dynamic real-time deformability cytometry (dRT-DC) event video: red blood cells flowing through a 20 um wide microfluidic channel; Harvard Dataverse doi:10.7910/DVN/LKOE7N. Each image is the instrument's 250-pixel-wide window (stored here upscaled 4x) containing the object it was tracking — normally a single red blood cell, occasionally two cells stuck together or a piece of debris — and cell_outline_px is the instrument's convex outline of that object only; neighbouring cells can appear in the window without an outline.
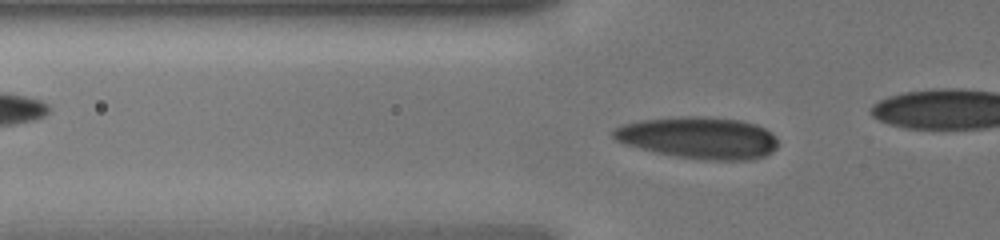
{"species": "human", "species_latin": "Homo sapiens", "temperature_condition": "cold", "stored_images_in_passage": 35, "camera_frame_rate_fps": 3000, "um_per_image_px": 0.085, "donor": {"sex": "male"}, "frame": {"image": 1, "passage_image": 15, "time_ms": 4.667, "image_size_px": [1000, 240], "cell_outline_px": [[780, 144], [772, 152], [764, 156], [752, 160], [708, 160], [676, 156], [656, 152], [624, 144], [616, 140], [612, 136], [612, 132], [616, 128], [624, 124], [644, 120], [688, 116], [704, 116], [740, 120], [756, 124], [772, 132], [776, 136]], "centroid_in_image_um": [59.46, 11.72], "position_along_channel_um": 66.3, "area_um2": 40.11}}
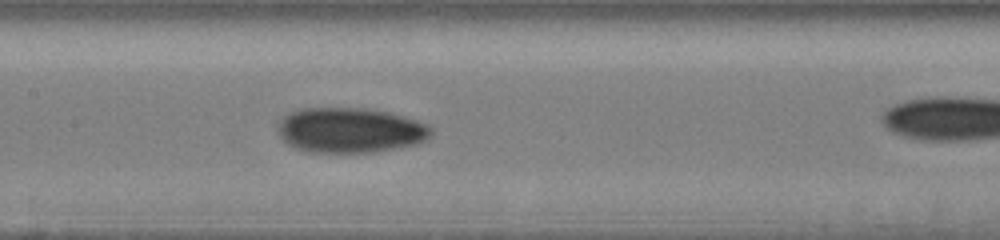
{"frame": {"image": 2, "passage_image": 22, "time_ms": 7.0, "image_size_px": [1000, 240], "cell_outline_px": [[432, 136], [428, 140], [412, 144], [376, 152], [304, 152], [292, 148], [280, 136], [280, 124], [284, 116], [300, 108], [364, 108], [388, 112], [404, 116], [428, 124], [432, 128]], "centroid_in_image_um": [29.79, 11.07], "position_along_channel_um": 177.6, "area_um2": 40.23}}
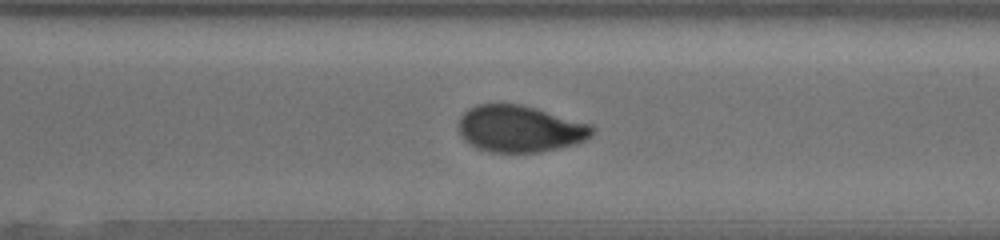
{"frame": {"image": 3, "passage_image": 31, "time_ms": 10.0, "image_size_px": [1000, 240], "cell_outline_px": [[596, 132], [592, 136], [576, 144], [540, 152], [488, 152], [476, 148], [464, 140], [460, 136], [460, 116], [468, 108], [476, 104], [520, 104], [536, 108], [592, 124], [596, 128]], "centroid_in_image_um": [44.22, 10.95], "position_along_channel_um": 326.4, "area_um2": 36.65}}